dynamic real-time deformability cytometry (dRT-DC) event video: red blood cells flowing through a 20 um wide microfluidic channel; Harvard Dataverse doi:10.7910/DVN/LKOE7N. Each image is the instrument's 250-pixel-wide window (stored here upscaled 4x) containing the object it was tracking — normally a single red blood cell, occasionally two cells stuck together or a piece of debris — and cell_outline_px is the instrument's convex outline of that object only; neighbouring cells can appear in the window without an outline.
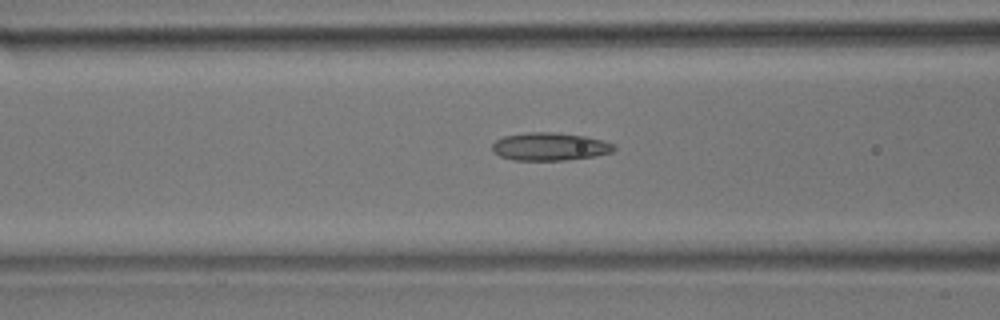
{"species": "common noctule bat (a hibernating species)", "species_latin": "Nyctalus noctula", "temperature_condition": "room temperature", "stored_images_in_passage": 48, "camera_frame_rate_fps": 3000, "um_per_image_px": 0.085, "animal": {"sex": "male", "body_mass_g": 17.9}, "frame": {"image": 1, "passage_image": 20, "time_ms": 6.333, "image_size_px": [1000, 320], "cell_outline_px": [[616, 148], [612, 152], [592, 156], [564, 160], [512, 160], [500, 156], [492, 152], [492, 144], [496, 140], [504, 136], [528, 132], [556, 132], [584, 136], [616, 144]], "centroid_in_image_um": [46.7, 12.46], "position_along_channel_um": 119.9, "area_um2": 19.77}}
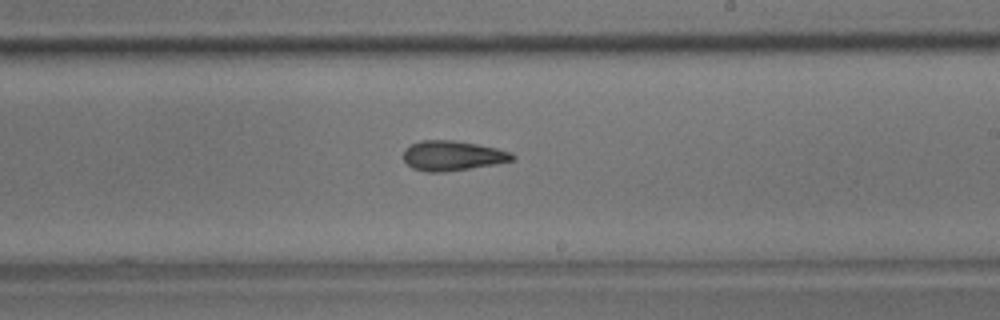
{"frame": {"image": 2, "passage_image": 30, "time_ms": 9.667, "image_size_px": [1000, 320], "cell_outline_px": [[516, 156], [512, 160], [496, 164], [444, 172], [428, 172], [412, 168], [404, 160], [404, 148], [420, 140], [456, 140], [496, 148], [512, 152]], "centroid_in_image_um": [38.46, 13.23], "position_along_channel_um": 250.5, "area_um2": 18.96}}
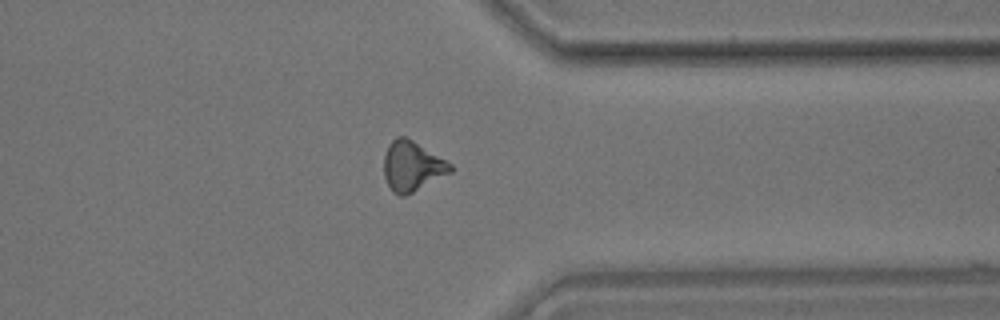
{"frame": {"image": 3, "passage_image": 40, "time_ms": 13.0, "image_size_px": [1000, 320], "cell_outline_px": [[452, 172], [404, 196], [400, 196], [392, 192], [384, 176], [384, 156], [388, 144], [396, 136], [404, 136], [412, 140], [452, 164]], "centroid_in_image_um": [35.0, 14.12], "position_along_channel_um": 376.4, "area_um2": 19.13}, "authors_computed_cell_mechanics": {"area_um2": 18.9584, "velocity_mm_per_s": 3.9266, "shape_relaxation_time_tau1_ms": 8.8565, "shape_relaxation_time_tau2_ms": 4.0006, "deformation_change_tau1": 0.1887, "deformation_change_tau2": 0.1412}}